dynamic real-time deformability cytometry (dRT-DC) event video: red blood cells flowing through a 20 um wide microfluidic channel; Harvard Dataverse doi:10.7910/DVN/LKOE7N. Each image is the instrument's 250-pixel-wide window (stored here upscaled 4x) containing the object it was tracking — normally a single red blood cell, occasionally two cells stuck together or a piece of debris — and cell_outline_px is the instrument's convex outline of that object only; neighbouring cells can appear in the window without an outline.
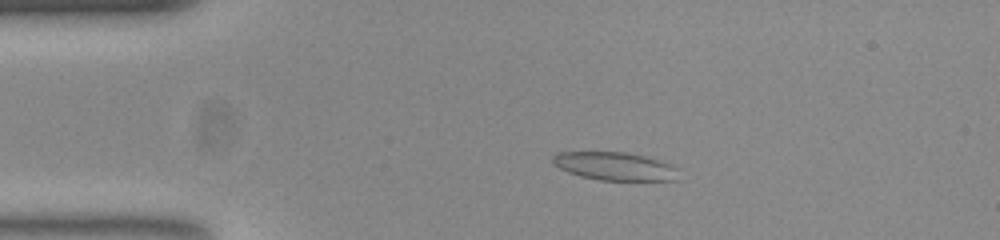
{"species": "common noctule bat (a hibernating species)", "species_latin": "Nyctalus noctula", "temperature_condition": "room temperature", "stored_images_in_passage": 53, "camera_frame_rate_fps": 3000, "um_per_image_px": 0.085, "animal": {"sex": "female", "body_mass_g": 23.0, "forearm_length_mm": 53.4}, "frame": {"image": 1, "passage_image": 11, "time_ms": 3.333, "image_size_px": [1000, 240], "cell_outline_px": [[676, 180], [600, 180], [580, 176], [568, 172], [552, 164], [552, 156], [556, 152], [624, 152], [644, 156], [668, 164], [676, 168]], "centroid_in_image_um": [52.16, 14.12], "position_along_channel_um": 32.8, "area_um2": 20.35}}
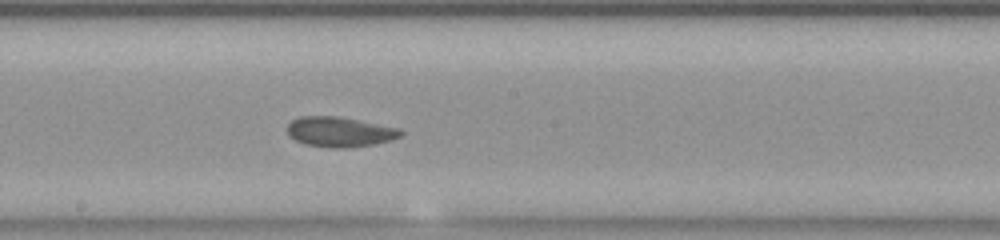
{"frame": {"image": 2, "passage_image": 29, "time_ms": 9.333, "image_size_px": [1000, 240], "cell_outline_px": [[404, 132], [400, 136], [392, 140], [372, 144], [344, 148], [332, 148], [304, 144], [288, 136], [288, 124], [292, 120], [300, 116], [340, 116], [400, 128]], "centroid_in_image_um": [28.88, 11.2], "position_along_channel_um": 219.3, "area_um2": 19.94}}
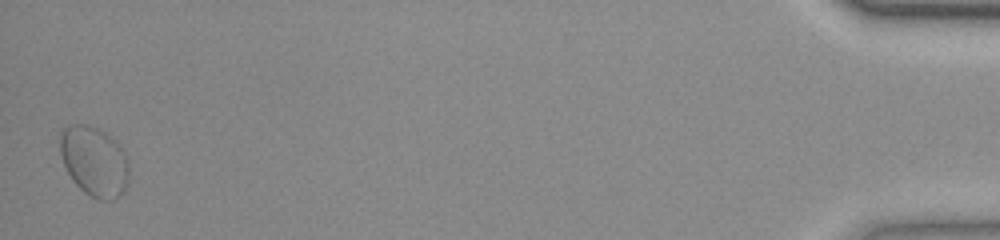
{"frame": {"image": 3, "passage_image": 53, "time_ms": 17.333, "image_size_px": [1000, 240], "cell_outline_px": [[128, 176], [124, 192], [116, 200], [100, 200], [84, 192], [72, 180], [64, 164], [60, 152], [60, 132], [68, 124], [88, 124], [104, 132], [116, 140], [124, 152], [128, 160]], "centroid_in_image_um": [8.01, 13.7], "position_along_channel_um": 427.2, "area_um2": 28.21}, "authors_computed_cell_mechanics": {"area_um2": 20.0566, "velocity_mm_per_s": 3.8081, "shape_relaxation_time_tau1_ms": null, "shape_relaxation_time_tau2_ms": 2.3411, "deformation_change_tau1": null, "deformation_change_tau2": 0.0595}}